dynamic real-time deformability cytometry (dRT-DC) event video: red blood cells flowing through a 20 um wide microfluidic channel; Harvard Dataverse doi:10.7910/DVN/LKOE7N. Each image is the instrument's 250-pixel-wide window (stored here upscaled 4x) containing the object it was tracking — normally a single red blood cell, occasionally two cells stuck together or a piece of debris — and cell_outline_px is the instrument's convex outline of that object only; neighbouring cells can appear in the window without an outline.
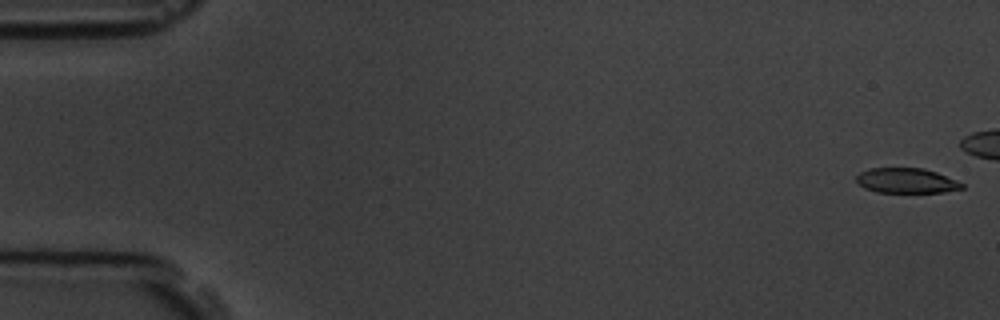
{"species": "common noctule bat (a hibernating species)", "species_latin": "Nyctalus noctula", "temperature_condition": "room temperature", "stored_images_in_passage": 13, "camera_frame_rate_fps": 3000, "um_per_image_px": 0.085, "animal": {"sex": "male", "body_mass_g": 19.5, "forearm_length_mm": 54.6}, "frame": {"image": 1, "passage_image": 1, "time_ms": 0.0, "image_size_px": [1000, 320], "cell_outline_px": [[964, 188], [944, 192], [876, 192], [864, 188], [856, 180], [856, 176], [860, 172], [868, 168], [924, 168], [936, 172], [956, 180], [964, 184]], "centroid_in_image_um": [77.04, 15.35], "position_along_channel_um": 8.0, "area_um2": 15.37}}